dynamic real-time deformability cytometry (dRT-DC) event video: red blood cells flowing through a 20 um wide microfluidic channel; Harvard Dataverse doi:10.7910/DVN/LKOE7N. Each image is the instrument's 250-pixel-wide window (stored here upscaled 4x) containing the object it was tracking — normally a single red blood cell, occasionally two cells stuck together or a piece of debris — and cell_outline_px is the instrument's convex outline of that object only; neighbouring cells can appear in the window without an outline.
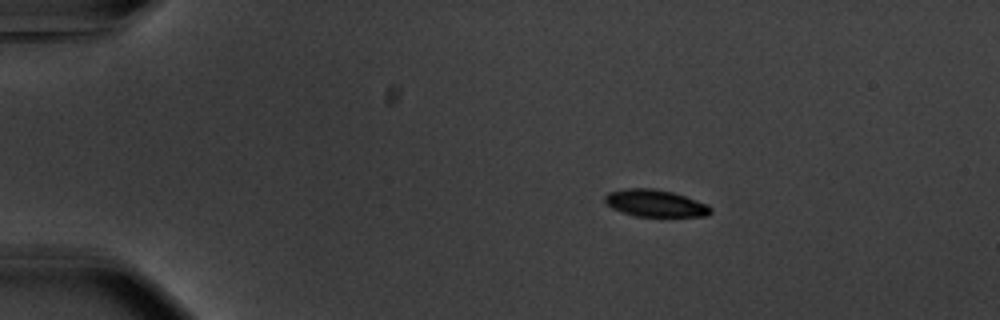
{"species": "common noctule bat (a hibernating species)", "species_latin": "Nyctalus noctula", "temperature_condition": "warm", "stored_images_in_passage": 46, "camera_frame_rate_fps": 3000, "um_per_image_px": 0.085, "animal": {"sex": "male", "body_mass_g": 20.1, "forearm_length_mm": 53.5}, "frame": {"image": 1, "passage_image": 1, "time_ms": 0.0, "image_size_px": [1000, 320], "cell_outline_px": [[712, 212], [708, 216], [636, 216], [612, 208], [604, 200], [604, 196], [608, 192], [628, 188], [652, 188], [672, 192], [708, 204], [712, 208]], "centroid_in_image_um": [55.71, 17.27], "position_along_channel_um": 29.3, "area_um2": 16.53}}
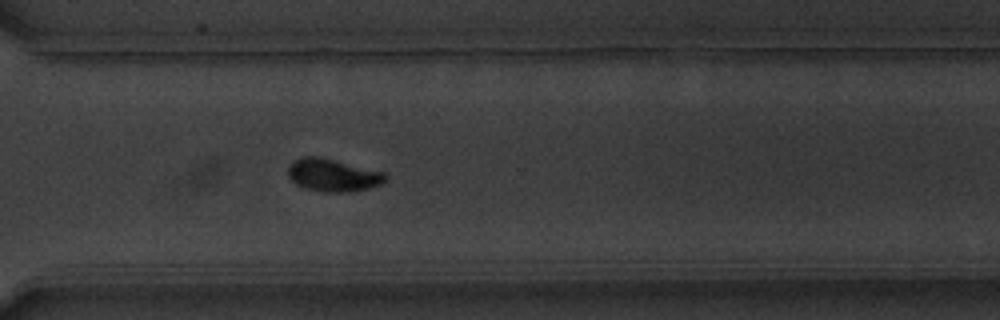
{"frame": {"image": 2, "passage_image": 32, "time_ms": 10.333, "image_size_px": [1000, 320], "cell_outline_px": [[388, 176], [380, 184], [368, 188], [348, 192], [324, 192], [304, 188], [296, 184], [288, 176], [288, 164], [292, 160], [304, 156], [316, 156], [384, 172]], "centroid_in_image_um": [28.24, 14.89], "position_along_channel_um": 342.4, "area_um2": 18.38}}
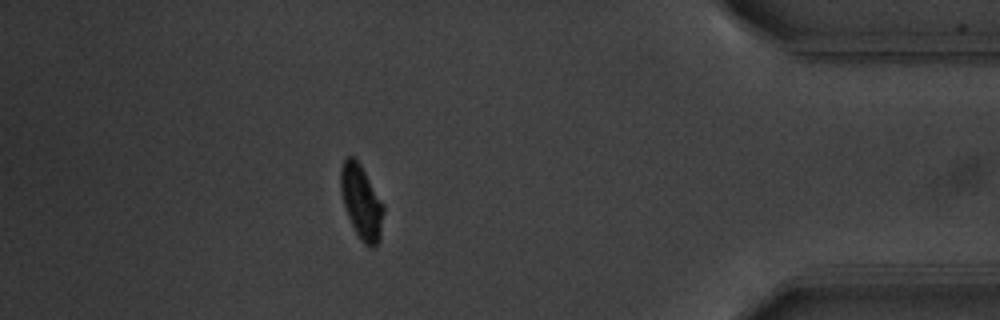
{"frame": {"image": 3, "passage_image": 40, "time_ms": 13.0, "image_size_px": [1000, 320], "cell_outline_px": [[384, 212], [380, 240], [372, 248], [368, 248], [364, 244], [356, 232], [348, 216], [340, 192], [340, 168], [344, 160], [348, 156], [352, 156], [360, 164], [384, 204]], "centroid_in_image_um": [30.73, 17.18], "position_along_channel_um": 404.5, "area_um2": 18.44}, "authors_computed_cell_mechanics": {"area_um2": 18.0914, "velocity_mm_per_s": 3.7136, "shape_relaxation_time_tau1_ms": 2.1679, "shape_relaxation_time_tau2_ms": 10.8328, "deformation_change_tau1": 0.1416, "deformation_change_tau2": 0.0748}}